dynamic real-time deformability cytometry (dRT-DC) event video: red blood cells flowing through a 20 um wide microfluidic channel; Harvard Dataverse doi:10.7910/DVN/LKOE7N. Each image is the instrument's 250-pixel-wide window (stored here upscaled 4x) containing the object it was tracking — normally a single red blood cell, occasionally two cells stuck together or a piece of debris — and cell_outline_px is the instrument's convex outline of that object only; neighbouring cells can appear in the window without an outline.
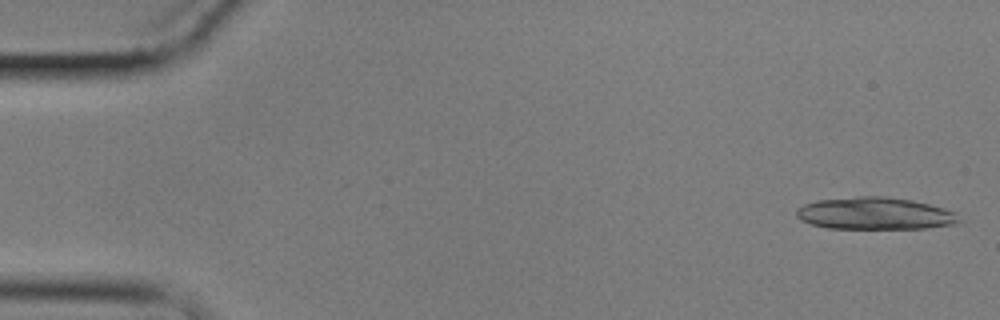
{"species": "common noctule bat (a hibernating species)", "species_latin": "Nyctalus noctula", "temperature_condition": "cold", "stored_images_in_passage": 59, "camera_frame_rate_fps": 3000, "um_per_image_px": 0.085, "animal": {"sex": "male", "body_mass_g": 17.9}, "frame": {"image": 1, "passage_image": 2, "time_ms": 0.333, "image_size_px": [1000, 320], "cell_outline_px": [[960, 220], [956, 224], [928, 228], [828, 228], [812, 224], [800, 220], [796, 216], [796, 208], [804, 204], [816, 200], [856, 196], [880, 196], [912, 200], [944, 208], [956, 212]], "centroid_in_image_um": [74.35, 18.14], "position_along_channel_um": 10.6, "area_um2": 30.52}}
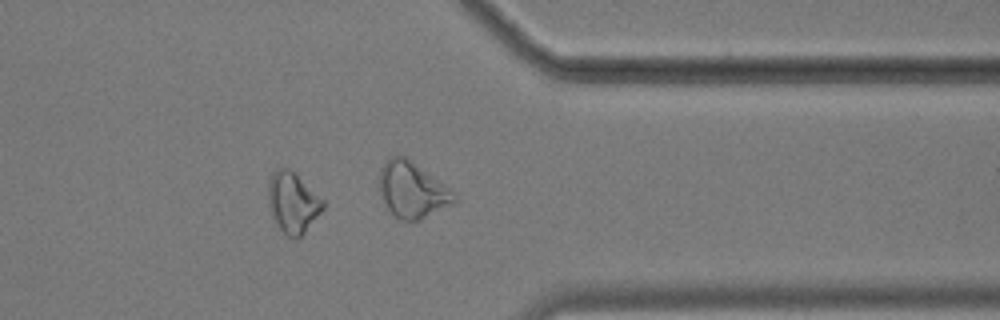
{"frame": {"image": 2, "passage_image": 47, "time_ms": 15.333, "image_size_px": [1000, 320], "cell_outline_px": [[324, 208], [304, 232], [296, 240], [288, 236], [280, 228], [272, 216], [268, 204], [268, 180], [272, 172], [276, 168], [288, 168], [324, 200]], "centroid_in_image_um": [24.86, 17.21], "position_along_channel_um": 386.5, "area_um2": 19.07}}
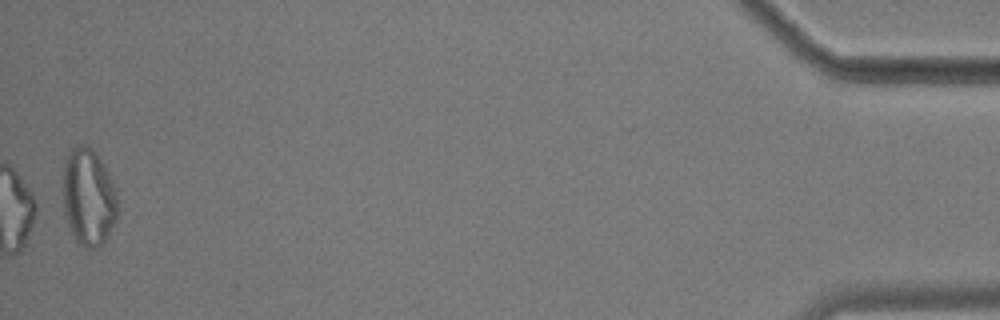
{"frame": {"image": 3, "passage_image": 59, "time_ms": 19.333, "image_size_px": [1000, 320], "cell_outline_px": [[116, 220], [104, 244], [100, 248], [88, 252], [76, 244], [64, 216], [64, 160], [68, 152], [76, 144], [88, 144], [92, 148], [108, 172], [116, 188]], "centroid_in_image_um": [7.51, 16.83], "position_along_channel_um": 427.7, "area_um2": 31.67}}